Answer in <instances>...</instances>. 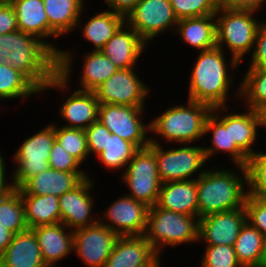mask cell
<instances>
[{"mask_svg": "<svg viewBox=\"0 0 266 267\" xmlns=\"http://www.w3.org/2000/svg\"><path fill=\"white\" fill-rule=\"evenodd\" d=\"M7 63L24 74L40 91L50 88L62 93L70 88L74 55L64 49L57 55L38 37L17 30L5 34Z\"/></svg>", "mask_w": 266, "mask_h": 267, "instance_id": "cell-1", "label": "cell"}, {"mask_svg": "<svg viewBox=\"0 0 266 267\" xmlns=\"http://www.w3.org/2000/svg\"><path fill=\"white\" fill-rule=\"evenodd\" d=\"M226 53L217 46L199 51L189 75V100L212 108L226 106L235 79L231 70L236 71L240 65L233 57L227 60Z\"/></svg>", "mask_w": 266, "mask_h": 267, "instance_id": "cell-2", "label": "cell"}, {"mask_svg": "<svg viewBox=\"0 0 266 267\" xmlns=\"http://www.w3.org/2000/svg\"><path fill=\"white\" fill-rule=\"evenodd\" d=\"M236 167L240 175L234 168L211 166L197 178L198 219L245 206L248 196L247 168Z\"/></svg>", "mask_w": 266, "mask_h": 267, "instance_id": "cell-3", "label": "cell"}, {"mask_svg": "<svg viewBox=\"0 0 266 267\" xmlns=\"http://www.w3.org/2000/svg\"><path fill=\"white\" fill-rule=\"evenodd\" d=\"M187 104L169 107L150 123V134L171 144H192L204 138L205 124L213 108L205 103L187 99ZM186 105V106H185ZM164 138V139H163Z\"/></svg>", "mask_w": 266, "mask_h": 267, "instance_id": "cell-4", "label": "cell"}, {"mask_svg": "<svg viewBox=\"0 0 266 267\" xmlns=\"http://www.w3.org/2000/svg\"><path fill=\"white\" fill-rule=\"evenodd\" d=\"M199 219L195 216L177 213L158 207H149L144 237L162 258L165 247H177L197 243Z\"/></svg>", "mask_w": 266, "mask_h": 267, "instance_id": "cell-5", "label": "cell"}, {"mask_svg": "<svg viewBox=\"0 0 266 267\" xmlns=\"http://www.w3.org/2000/svg\"><path fill=\"white\" fill-rule=\"evenodd\" d=\"M256 13L250 10L219 7L214 15L216 46L224 52L228 50L231 55L229 57H233L239 64L242 63L245 56L252 53L256 33L261 23V20L259 21L255 17Z\"/></svg>", "mask_w": 266, "mask_h": 267, "instance_id": "cell-6", "label": "cell"}, {"mask_svg": "<svg viewBox=\"0 0 266 267\" xmlns=\"http://www.w3.org/2000/svg\"><path fill=\"white\" fill-rule=\"evenodd\" d=\"M151 135L149 146L155 151L158 174L162 183L194 180L207 170L204 169L207 158L203 146L180 144L178 148L176 146L165 150L158 140L160 138Z\"/></svg>", "mask_w": 266, "mask_h": 267, "instance_id": "cell-7", "label": "cell"}, {"mask_svg": "<svg viewBox=\"0 0 266 267\" xmlns=\"http://www.w3.org/2000/svg\"><path fill=\"white\" fill-rule=\"evenodd\" d=\"M55 140V124L50 122L19 145L12 157L15 165L11 177L15 188L49 168L50 151Z\"/></svg>", "mask_w": 266, "mask_h": 267, "instance_id": "cell-8", "label": "cell"}, {"mask_svg": "<svg viewBox=\"0 0 266 267\" xmlns=\"http://www.w3.org/2000/svg\"><path fill=\"white\" fill-rule=\"evenodd\" d=\"M121 177L130 191L126 195L148 207L157 204L162 182L158 174L155 151L150 146L136 151Z\"/></svg>", "mask_w": 266, "mask_h": 267, "instance_id": "cell-9", "label": "cell"}, {"mask_svg": "<svg viewBox=\"0 0 266 267\" xmlns=\"http://www.w3.org/2000/svg\"><path fill=\"white\" fill-rule=\"evenodd\" d=\"M144 111L145 107L100 104L98 121L112 134L133 143L140 149L150 144L148 135L150 134V123L143 121Z\"/></svg>", "mask_w": 266, "mask_h": 267, "instance_id": "cell-10", "label": "cell"}, {"mask_svg": "<svg viewBox=\"0 0 266 267\" xmlns=\"http://www.w3.org/2000/svg\"><path fill=\"white\" fill-rule=\"evenodd\" d=\"M137 67L130 69H118L105 82L93 91L100 104L126 105L145 107L150 87L141 81L135 71Z\"/></svg>", "mask_w": 266, "mask_h": 267, "instance_id": "cell-11", "label": "cell"}, {"mask_svg": "<svg viewBox=\"0 0 266 267\" xmlns=\"http://www.w3.org/2000/svg\"><path fill=\"white\" fill-rule=\"evenodd\" d=\"M125 22L146 42L154 40L162 33L175 31L178 18L169 0H140Z\"/></svg>", "mask_w": 266, "mask_h": 267, "instance_id": "cell-12", "label": "cell"}, {"mask_svg": "<svg viewBox=\"0 0 266 267\" xmlns=\"http://www.w3.org/2000/svg\"><path fill=\"white\" fill-rule=\"evenodd\" d=\"M119 235L99 221L73 230V253L87 267H104Z\"/></svg>", "mask_w": 266, "mask_h": 267, "instance_id": "cell-13", "label": "cell"}, {"mask_svg": "<svg viewBox=\"0 0 266 267\" xmlns=\"http://www.w3.org/2000/svg\"><path fill=\"white\" fill-rule=\"evenodd\" d=\"M110 204L98 218L101 224L119 236L144 235L149 210L145 203L124 194Z\"/></svg>", "mask_w": 266, "mask_h": 267, "instance_id": "cell-14", "label": "cell"}, {"mask_svg": "<svg viewBox=\"0 0 266 267\" xmlns=\"http://www.w3.org/2000/svg\"><path fill=\"white\" fill-rule=\"evenodd\" d=\"M91 178L93 177L88 173V177L76 187L59 197L61 223L72 231L96 224L99 221L98 216L94 218L92 216V210L96 203L91 191L96 182Z\"/></svg>", "mask_w": 266, "mask_h": 267, "instance_id": "cell-15", "label": "cell"}, {"mask_svg": "<svg viewBox=\"0 0 266 267\" xmlns=\"http://www.w3.org/2000/svg\"><path fill=\"white\" fill-rule=\"evenodd\" d=\"M245 221V207L202 217L199 219L198 241L205 245L233 247Z\"/></svg>", "mask_w": 266, "mask_h": 267, "instance_id": "cell-16", "label": "cell"}, {"mask_svg": "<svg viewBox=\"0 0 266 267\" xmlns=\"http://www.w3.org/2000/svg\"><path fill=\"white\" fill-rule=\"evenodd\" d=\"M230 110L227 106L213 108L208 116L205 124L204 137L212 134L211 146L203 147L207 160L214 154L226 153L230 157L233 164L246 167L248 157L237 147L235 143H231L230 136ZM227 112V113H226ZM225 113V114H224ZM230 154V155H229Z\"/></svg>", "mask_w": 266, "mask_h": 267, "instance_id": "cell-17", "label": "cell"}, {"mask_svg": "<svg viewBox=\"0 0 266 267\" xmlns=\"http://www.w3.org/2000/svg\"><path fill=\"white\" fill-rule=\"evenodd\" d=\"M161 259L144 235L119 236L104 267H156Z\"/></svg>", "mask_w": 266, "mask_h": 267, "instance_id": "cell-18", "label": "cell"}, {"mask_svg": "<svg viewBox=\"0 0 266 267\" xmlns=\"http://www.w3.org/2000/svg\"><path fill=\"white\" fill-rule=\"evenodd\" d=\"M147 46L139 34L125 22L104 45L101 52L118 69H130L135 68Z\"/></svg>", "mask_w": 266, "mask_h": 267, "instance_id": "cell-19", "label": "cell"}, {"mask_svg": "<svg viewBox=\"0 0 266 267\" xmlns=\"http://www.w3.org/2000/svg\"><path fill=\"white\" fill-rule=\"evenodd\" d=\"M88 172H64L48 168L40 174L30 177L20 188V195H48L60 197L72 190Z\"/></svg>", "mask_w": 266, "mask_h": 267, "instance_id": "cell-20", "label": "cell"}, {"mask_svg": "<svg viewBox=\"0 0 266 267\" xmlns=\"http://www.w3.org/2000/svg\"><path fill=\"white\" fill-rule=\"evenodd\" d=\"M32 230L35 233L43 261L48 267H57L59 261L73 252V231L63 223L40 225Z\"/></svg>", "mask_w": 266, "mask_h": 267, "instance_id": "cell-21", "label": "cell"}, {"mask_svg": "<svg viewBox=\"0 0 266 267\" xmlns=\"http://www.w3.org/2000/svg\"><path fill=\"white\" fill-rule=\"evenodd\" d=\"M71 93V94H70ZM59 106V113L64 119V127L87 129L98 120L99 101L93 91L73 90Z\"/></svg>", "mask_w": 266, "mask_h": 267, "instance_id": "cell-22", "label": "cell"}, {"mask_svg": "<svg viewBox=\"0 0 266 267\" xmlns=\"http://www.w3.org/2000/svg\"><path fill=\"white\" fill-rule=\"evenodd\" d=\"M156 205L198 218L197 179L162 183Z\"/></svg>", "mask_w": 266, "mask_h": 267, "instance_id": "cell-23", "label": "cell"}, {"mask_svg": "<svg viewBox=\"0 0 266 267\" xmlns=\"http://www.w3.org/2000/svg\"><path fill=\"white\" fill-rule=\"evenodd\" d=\"M18 29L45 42L57 55L61 52L55 42H48V18L43 0H10ZM47 41H46V40Z\"/></svg>", "mask_w": 266, "mask_h": 267, "instance_id": "cell-24", "label": "cell"}, {"mask_svg": "<svg viewBox=\"0 0 266 267\" xmlns=\"http://www.w3.org/2000/svg\"><path fill=\"white\" fill-rule=\"evenodd\" d=\"M0 267H48L32 229L14 234L12 242L0 256Z\"/></svg>", "mask_w": 266, "mask_h": 267, "instance_id": "cell-25", "label": "cell"}, {"mask_svg": "<svg viewBox=\"0 0 266 267\" xmlns=\"http://www.w3.org/2000/svg\"><path fill=\"white\" fill-rule=\"evenodd\" d=\"M48 18V38H60L76 29L85 0H43Z\"/></svg>", "mask_w": 266, "mask_h": 267, "instance_id": "cell-26", "label": "cell"}, {"mask_svg": "<svg viewBox=\"0 0 266 267\" xmlns=\"http://www.w3.org/2000/svg\"><path fill=\"white\" fill-rule=\"evenodd\" d=\"M182 41L197 52L216 47V20L214 15L182 18L175 28Z\"/></svg>", "mask_w": 266, "mask_h": 267, "instance_id": "cell-27", "label": "cell"}, {"mask_svg": "<svg viewBox=\"0 0 266 267\" xmlns=\"http://www.w3.org/2000/svg\"><path fill=\"white\" fill-rule=\"evenodd\" d=\"M86 8L84 7L79 21L77 22L76 28H80L82 36L85 40L89 41L93 49L92 51H101L104 45L112 38V36L119 30V28L125 23V17L114 13L110 10L100 11L94 16L89 17V20L86 24H82V15L83 11Z\"/></svg>", "mask_w": 266, "mask_h": 267, "instance_id": "cell-28", "label": "cell"}, {"mask_svg": "<svg viewBox=\"0 0 266 267\" xmlns=\"http://www.w3.org/2000/svg\"><path fill=\"white\" fill-rule=\"evenodd\" d=\"M24 204L25 221L32 229L40 225L61 223L59 197L48 195H21Z\"/></svg>", "mask_w": 266, "mask_h": 267, "instance_id": "cell-29", "label": "cell"}, {"mask_svg": "<svg viewBox=\"0 0 266 267\" xmlns=\"http://www.w3.org/2000/svg\"><path fill=\"white\" fill-rule=\"evenodd\" d=\"M244 109L246 111L239 113L230 112V136L231 143H235L250 158L256 152L253 147L257 145L260 127L255 110Z\"/></svg>", "mask_w": 266, "mask_h": 267, "instance_id": "cell-30", "label": "cell"}, {"mask_svg": "<svg viewBox=\"0 0 266 267\" xmlns=\"http://www.w3.org/2000/svg\"><path fill=\"white\" fill-rule=\"evenodd\" d=\"M265 246L266 238L264 235L248 221H245L233 246L241 266L260 267Z\"/></svg>", "mask_w": 266, "mask_h": 267, "instance_id": "cell-31", "label": "cell"}, {"mask_svg": "<svg viewBox=\"0 0 266 267\" xmlns=\"http://www.w3.org/2000/svg\"><path fill=\"white\" fill-rule=\"evenodd\" d=\"M83 67L79 74L78 90L94 91L100 84L112 76L118 68L101 51H89L82 57Z\"/></svg>", "mask_w": 266, "mask_h": 267, "instance_id": "cell-32", "label": "cell"}, {"mask_svg": "<svg viewBox=\"0 0 266 267\" xmlns=\"http://www.w3.org/2000/svg\"><path fill=\"white\" fill-rule=\"evenodd\" d=\"M42 94L41 91L21 72L8 63H0V100H22Z\"/></svg>", "mask_w": 266, "mask_h": 267, "instance_id": "cell-33", "label": "cell"}, {"mask_svg": "<svg viewBox=\"0 0 266 267\" xmlns=\"http://www.w3.org/2000/svg\"><path fill=\"white\" fill-rule=\"evenodd\" d=\"M237 87L234 95L243 98V108L255 110L266 103V68H248Z\"/></svg>", "mask_w": 266, "mask_h": 267, "instance_id": "cell-34", "label": "cell"}, {"mask_svg": "<svg viewBox=\"0 0 266 267\" xmlns=\"http://www.w3.org/2000/svg\"><path fill=\"white\" fill-rule=\"evenodd\" d=\"M137 150L138 148L133 143L118 135L107 134L106 146L96 158L107 170H122L123 172Z\"/></svg>", "mask_w": 266, "mask_h": 267, "instance_id": "cell-35", "label": "cell"}, {"mask_svg": "<svg viewBox=\"0 0 266 267\" xmlns=\"http://www.w3.org/2000/svg\"><path fill=\"white\" fill-rule=\"evenodd\" d=\"M0 224L14 234L28 229L19 188L0 197Z\"/></svg>", "mask_w": 266, "mask_h": 267, "instance_id": "cell-36", "label": "cell"}, {"mask_svg": "<svg viewBox=\"0 0 266 267\" xmlns=\"http://www.w3.org/2000/svg\"><path fill=\"white\" fill-rule=\"evenodd\" d=\"M55 139L59 144L81 164L90 157L85 130L68 128L55 124ZM86 160V161H85Z\"/></svg>", "mask_w": 266, "mask_h": 267, "instance_id": "cell-37", "label": "cell"}, {"mask_svg": "<svg viewBox=\"0 0 266 267\" xmlns=\"http://www.w3.org/2000/svg\"><path fill=\"white\" fill-rule=\"evenodd\" d=\"M257 150L249 159L248 195L266 197V152Z\"/></svg>", "mask_w": 266, "mask_h": 267, "instance_id": "cell-38", "label": "cell"}, {"mask_svg": "<svg viewBox=\"0 0 266 267\" xmlns=\"http://www.w3.org/2000/svg\"><path fill=\"white\" fill-rule=\"evenodd\" d=\"M175 16L179 19L215 15L218 0H169Z\"/></svg>", "mask_w": 266, "mask_h": 267, "instance_id": "cell-39", "label": "cell"}, {"mask_svg": "<svg viewBox=\"0 0 266 267\" xmlns=\"http://www.w3.org/2000/svg\"><path fill=\"white\" fill-rule=\"evenodd\" d=\"M200 267H242L234 247L228 245H206Z\"/></svg>", "mask_w": 266, "mask_h": 267, "instance_id": "cell-40", "label": "cell"}, {"mask_svg": "<svg viewBox=\"0 0 266 267\" xmlns=\"http://www.w3.org/2000/svg\"><path fill=\"white\" fill-rule=\"evenodd\" d=\"M246 221L266 238V197L248 195L245 201Z\"/></svg>", "mask_w": 266, "mask_h": 267, "instance_id": "cell-41", "label": "cell"}, {"mask_svg": "<svg viewBox=\"0 0 266 267\" xmlns=\"http://www.w3.org/2000/svg\"><path fill=\"white\" fill-rule=\"evenodd\" d=\"M48 163L50 168L58 171L87 172L80 167L82 164L76 158L71 156L56 140L50 151Z\"/></svg>", "mask_w": 266, "mask_h": 267, "instance_id": "cell-42", "label": "cell"}, {"mask_svg": "<svg viewBox=\"0 0 266 267\" xmlns=\"http://www.w3.org/2000/svg\"><path fill=\"white\" fill-rule=\"evenodd\" d=\"M88 150L91 156L96 157L103 151L107 142V134H112L100 121H95L85 129ZM94 154V155H92Z\"/></svg>", "mask_w": 266, "mask_h": 267, "instance_id": "cell-43", "label": "cell"}, {"mask_svg": "<svg viewBox=\"0 0 266 267\" xmlns=\"http://www.w3.org/2000/svg\"><path fill=\"white\" fill-rule=\"evenodd\" d=\"M247 68H266V22L260 23L254 42V47Z\"/></svg>", "mask_w": 266, "mask_h": 267, "instance_id": "cell-44", "label": "cell"}, {"mask_svg": "<svg viewBox=\"0 0 266 267\" xmlns=\"http://www.w3.org/2000/svg\"><path fill=\"white\" fill-rule=\"evenodd\" d=\"M19 30L15 12L10 3L0 4V35Z\"/></svg>", "mask_w": 266, "mask_h": 267, "instance_id": "cell-45", "label": "cell"}, {"mask_svg": "<svg viewBox=\"0 0 266 267\" xmlns=\"http://www.w3.org/2000/svg\"><path fill=\"white\" fill-rule=\"evenodd\" d=\"M265 0H218L219 7L237 9V10H250L258 13L261 10Z\"/></svg>", "mask_w": 266, "mask_h": 267, "instance_id": "cell-46", "label": "cell"}, {"mask_svg": "<svg viewBox=\"0 0 266 267\" xmlns=\"http://www.w3.org/2000/svg\"><path fill=\"white\" fill-rule=\"evenodd\" d=\"M104 2L108 6L107 10L120 14L126 18L140 0H104Z\"/></svg>", "mask_w": 266, "mask_h": 267, "instance_id": "cell-47", "label": "cell"}, {"mask_svg": "<svg viewBox=\"0 0 266 267\" xmlns=\"http://www.w3.org/2000/svg\"><path fill=\"white\" fill-rule=\"evenodd\" d=\"M5 157H3L2 152L0 151V197L10 193L12 190L15 189L13 184L12 177L10 180H7V173H6V163ZM9 182V183H8Z\"/></svg>", "mask_w": 266, "mask_h": 267, "instance_id": "cell-48", "label": "cell"}, {"mask_svg": "<svg viewBox=\"0 0 266 267\" xmlns=\"http://www.w3.org/2000/svg\"><path fill=\"white\" fill-rule=\"evenodd\" d=\"M14 233L5 226L0 224V256L3 254L7 246L12 242Z\"/></svg>", "mask_w": 266, "mask_h": 267, "instance_id": "cell-49", "label": "cell"}, {"mask_svg": "<svg viewBox=\"0 0 266 267\" xmlns=\"http://www.w3.org/2000/svg\"><path fill=\"white\" fill-rule=\"evenodd\" d=\"M258 117L259 127L266 129V103L255 109Z\"/></svg>", "mask_w": 266, "mask_h": 267, "instance_id": "cell-50", "label": "cell"}, {"mask_svg": "<svg viewBox=\"0 0 266 267\" xmlns=\"http://www.w3.org/2000/svg\"><path fill=\"white\" fill-rule=\"evenodd\" d=\"M0 63H7L5 34L0 35Z\"/></svg>", "mask_w": 266, "mask_h": 267, "instance_id": "cell-51", "label": "cell"}, {"mask_svg": "<svg viewBox=\"0 0 266 267\" xmlns=\"http://www.w3.org/2000/svg\"><path fill=\"white\" fill-rule=\"evenodd\" d=\"M260 267H266V246L264 249V256H263V260H262Z\"/></svg>", "mask_w": 266, "mask_h": 267, "instance_id": "cell-52", "label": "cell"}, {"mask_svg": "<svg viewBox=\"0 0 266 267\" xmlns=\"http://www.w3.org/2000/svg\"><path fill=\"white\" fill-rule=\"evenodd\" d=\"M10 3V0H0V4Z\"/></svg>", "mask_w": 266, "mask_h": 267, "instance_id": "cell-53", "label": "cell"}, {"mask_svg": "<svg viewBox=\"0 0 266 267\" xmlns=\"http://www.w3.org/2000/svg\"><path fill=\"white\" fill-rule=\"evenodd\" d=\"M161 263H162V261H161L156 267H163V266L161 265Z\"/></svg>", "mask_w": 266, "mask_h": 267, "instance_id": "cell-54", "label": "cell"}]
</instances>
